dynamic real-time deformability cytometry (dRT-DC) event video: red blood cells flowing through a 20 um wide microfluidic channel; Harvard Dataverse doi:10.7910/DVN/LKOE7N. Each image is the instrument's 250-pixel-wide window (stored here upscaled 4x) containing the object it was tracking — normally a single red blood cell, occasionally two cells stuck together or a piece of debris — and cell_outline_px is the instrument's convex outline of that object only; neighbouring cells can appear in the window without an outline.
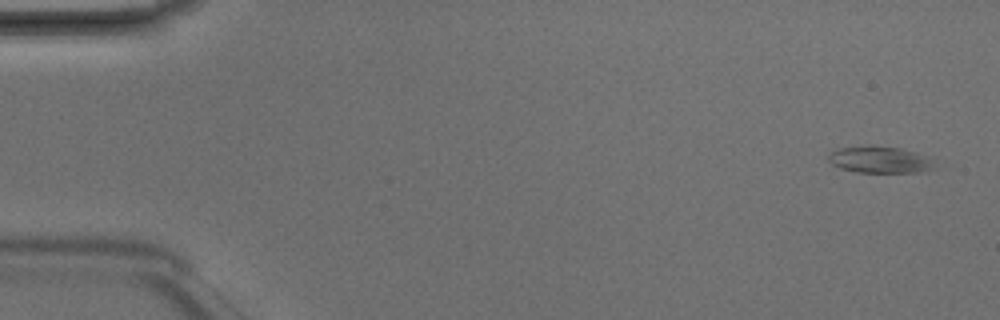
{"species": "Egyptian fruit bat (a non-hibernating species)", "species_latin": "Rousettus aegyptiacus", "temperature_condition": "room temperature", "stored_images_in_passage": 5, "camera_frame_rate_fps": 3000, "um_per_image_px": 0.085, "animal": {"sex": "male"}, "frame": {"image": 1, "passage_image": 1, "time_ms": 0.0, "image_size_px": [1000, 320], "cell_outline_px": [[936, 168], [924, 172], [856, 172], [840, 168], [832, 164], [828, 160], [828, 156], [832, 152], [840, 148], [868, 144], [872, 144], [900, 148], [924, 156]], "centroid_in_image_um": [74.72, 13.56], "position_along_channel_um": 10.3, "area_um2": 16.42}}
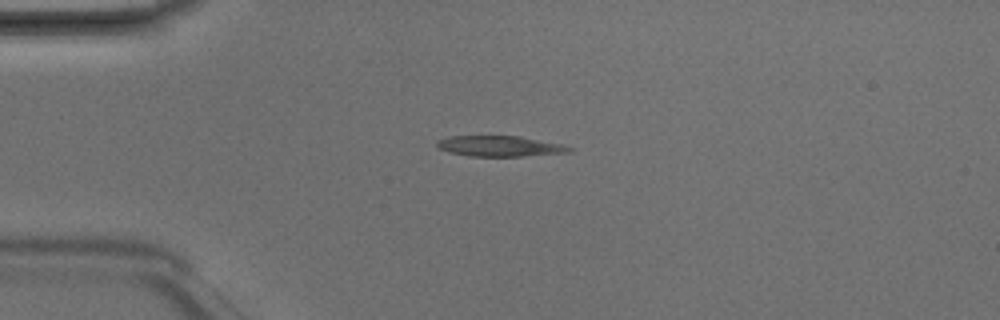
{"frame": {"image": 2, "passage_image": 4, "time_ms": 1.0, "image_size_px": [1000, 320], "cell_outline_px": [[572, 152], [520, 156], [468, 156], [448, 152], [436, 148], [436, 140], [448, 136], [520, 136], [560, 144], [572, 148]], "centroid_in_image_um": [42.39, 12.42], "position_along_channel_um": 42.6, "area_um2": 15.9}}
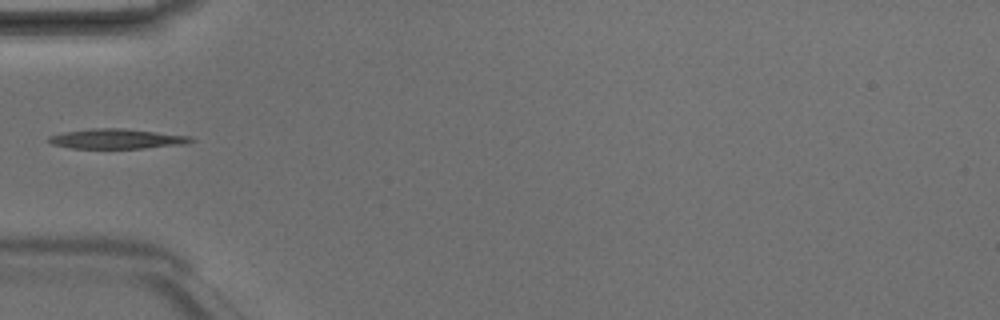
{"frame": {"image": 3, "passage_image": 5, "time_ms": 1.333, "image_size_px": [1000, 320], "cell_outline_px": [[196, 140], [184, 144], [144, 148], [72, 148], [52, 144], [44, 140], [48, 136], [64, 132], [92, 128], [124, 128], [192, 136]], "centroid_in_image_um": [9.91, 11.79], "position_along_channel_um": 75.1, "area_um2": 16.59}}